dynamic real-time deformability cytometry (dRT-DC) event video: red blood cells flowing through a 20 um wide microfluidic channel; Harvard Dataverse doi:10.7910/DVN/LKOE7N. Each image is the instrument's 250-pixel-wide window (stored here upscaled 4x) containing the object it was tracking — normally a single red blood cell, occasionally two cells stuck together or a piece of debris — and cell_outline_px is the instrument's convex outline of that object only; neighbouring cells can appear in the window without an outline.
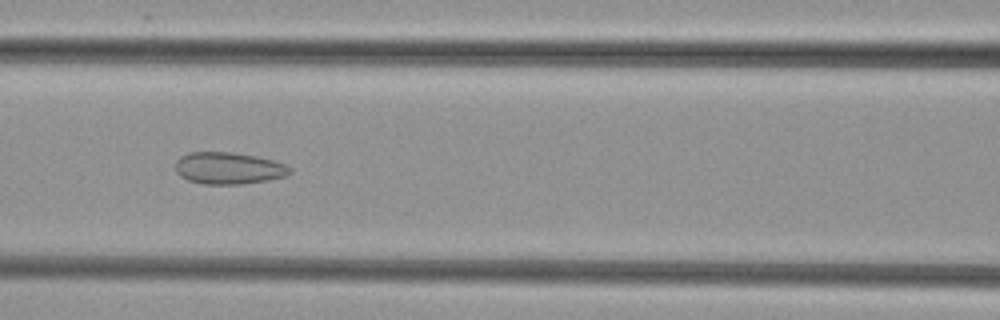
{"species": "common noctule bat (a hibernating species)", "species_latin": "Nyctalus noctula", "temperature_condition": "cold", "stored_images_in_passage": 48, "camera_frame_rate_fps": 3000, "um_per_image_px": 0.085, "animal": {"sex": "female", "body_mass_g": 29.2, "forearm_length_mm": 56.3}, "frame": {"image": 1, "passage_image": 24, "time_ms": 7.667, "image_size_px": [1000, 320], "cell_outline_px": [[292, 172], [284, 176], [268, 180], [244, 184], [204, 184], [188, 180], [180, 176], [176, 172], [176, 160], [180, 156], [188, 152], [232, 152], [256, 156], [272, 160], [284, 164], [292, 168]], "centroid_in_image_um": [19.41, 14.29], "position_along_channel_um": 147.2, "area_um2": 21.33}}
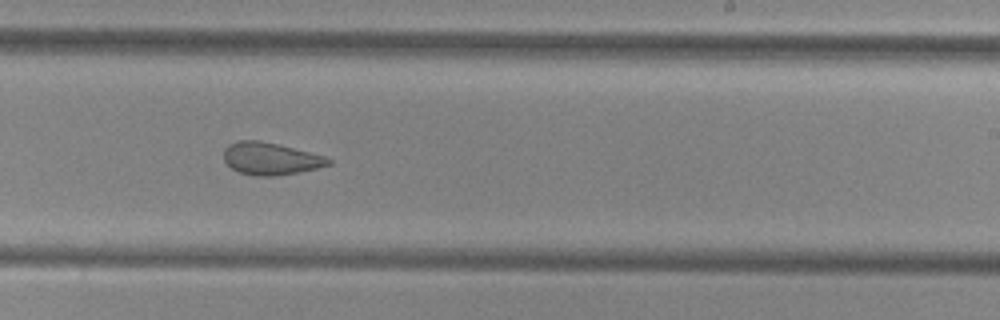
{"frame": {"image": 2, "passage_image": 33, "time_ms": 10.667, "image_size_px": [1000, 320], "cell_outline_px": [[332, 164], [300, 172], [272, 176], [256, 176], [240, 172], [232, 168], [224, 160], [224, 148], [228, 144], [240, 140], [260, 140], [324, 156], [332, 160]], "centroid_in_image_um": [22.98, 13.48], "position_along_channel_um": 266.0, "area_um2": 19.48}}
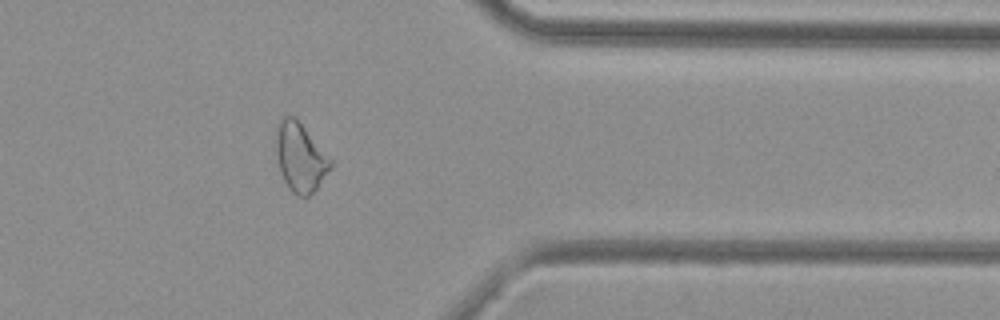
{"frame": {"image": 3, "passage_image": 43, "time_ms": 14.0, "image_size_px": [1000, 320], "cell_outline_px": [[332, 168], [316, 188], [308, 196], [300, 196], [292, 192], [288, 188], [280, 172], [276, 152], [276, 124], [284, 116], [296, 116], [332, 160]], "centroid_in_image_um": [25.51, 13.34], "position_along_channel_um": 385.9, "area_um2": 21.91}}